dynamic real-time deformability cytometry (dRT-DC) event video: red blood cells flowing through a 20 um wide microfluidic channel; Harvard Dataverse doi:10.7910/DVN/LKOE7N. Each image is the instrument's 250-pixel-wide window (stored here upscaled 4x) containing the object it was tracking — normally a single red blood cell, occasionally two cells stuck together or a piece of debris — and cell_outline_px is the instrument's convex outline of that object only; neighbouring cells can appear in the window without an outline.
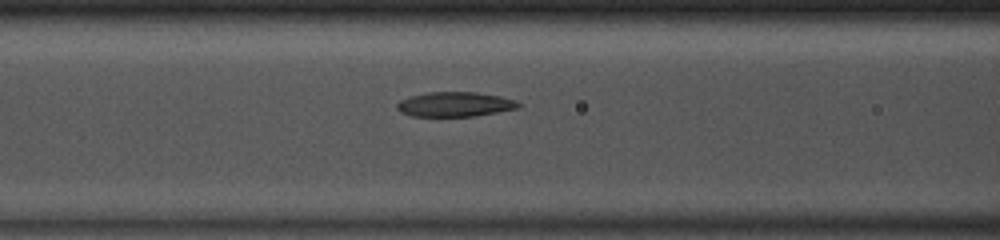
{"species": "common noctule bat (a hibernating species)", "species_latin": "Nyctalus noctula", "temperature_condition": "room temperature", "stored_images_in_passage": 34, "camera_frame_rate_fps": 3000, "um_per_image_px": 0.085, "animal": {"sex": "male", "body_mass_g": 13.0, "forearm_length_mm": 53.1}, "frame": {"image": 1, "passage_image": 10, "time_ms": 3.0, "image_size_px": [1000, 240], "cell_outline_px": [[524, 104], [520, 108], [472, 116], [412, 116], [400, 112], [396, 108], [396, 104], [400, 100], [412, 96], [428, 92], [476, 92], [500, 96], [516, 100]], "centroid_in_image_um": [38.7, 8.86], "position_along_channel_um": 127.9, "area_um2": 17.51}}
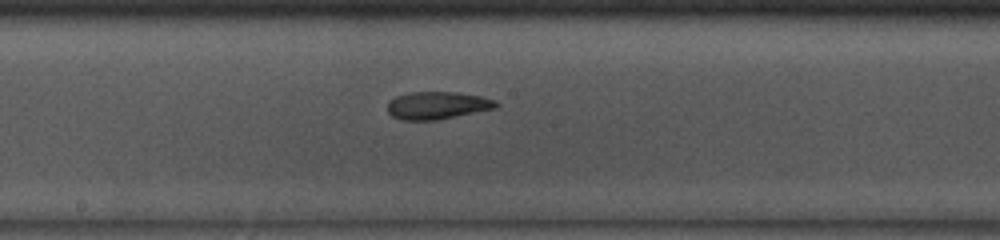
{"frame": {"image": 2, "passage_image": 16, "time_ms": 5.0, "image_size_px": [1000, 240], "cell_outline_px": [[500, 104], [496, 108], [436, 120], [404, 120], [392, 116], [388, 112], [388, 100], [396, 96], [408, 92], [456, 92], [480, 96], [496, 100]], "centroid_in_image_um": [37.17, 8.95], "position_along_channel_um": 211.0, "area_um2": 17.46}}
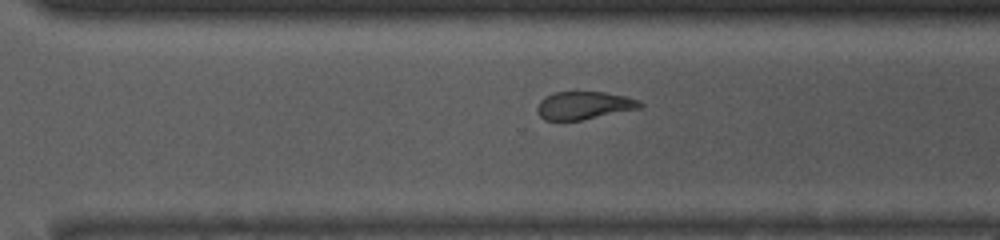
{"frame": {"image": 3, "passage_image": 24, "time_ms": 7.667, "image_size_px": [1000, 240], "cell_outline_px": [[644, 104], [640, 108], [580, 120], [544, 120], [536, 112], [536, 108], [540, 100], [544, 96], [556, 92], [604, 92], [628, 96], [640, 100]], "centroid_in_image_um": [49.63, 8.95], "position_along_channel_um": 321.0, "area_um2": 16.76}, "authors_computed_cell_mechanics": {"area_um2": 17.8602, "velocity_mm_per_s": 4.1448, "shape_relaxation_time_tau1_ms": 3.3158, "shape_relaxation_time_tau2_ms": 3.5256, "deformation_change_tau1": 0.1268, "deformation_change_tau2": 0.0801}}